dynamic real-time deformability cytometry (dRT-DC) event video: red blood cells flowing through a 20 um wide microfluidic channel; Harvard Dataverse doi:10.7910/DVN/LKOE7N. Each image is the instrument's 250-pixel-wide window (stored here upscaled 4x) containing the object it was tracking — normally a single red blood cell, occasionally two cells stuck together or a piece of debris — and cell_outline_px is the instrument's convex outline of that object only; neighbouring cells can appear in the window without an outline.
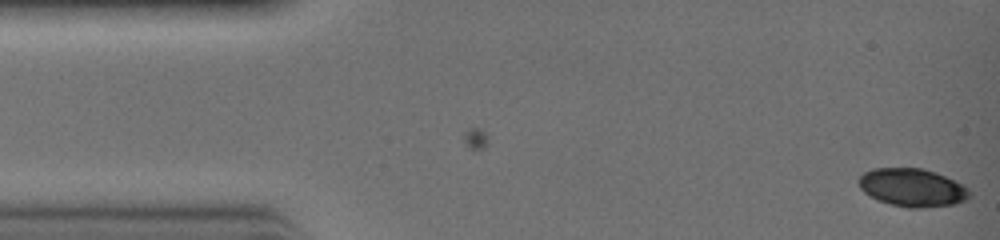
{"species": "common noctule bat (a hibernating species)", "species_latin": "Nyctalus noctula", "temperature_condition": "warm", "stored_images_in_passage": 3, "camera_frame_rate_fps": 3000, "um_per_image_px": 0.085, "animal": {"sex": "female", "body_mass_g": 19.0, "forearm_length_mm": 51.5}, "frame": {"image": 1, "passage_image": 3, "time_ms": 0.667, "image_size_px": [1000, 240], "cell_outline_px": [[972, 196], [956, 204], [920, 208], [908, 208], [876, 200], [864, 192], [860, 188], [860, 176], [864, 172], [872, 168], [920, 168], [936, 172], [968, 188], [972, 192]], "centroid_in_image_um": [77.55, 15.95], "position_along_channel_um": 7.4, "area_um2": 24.51}}